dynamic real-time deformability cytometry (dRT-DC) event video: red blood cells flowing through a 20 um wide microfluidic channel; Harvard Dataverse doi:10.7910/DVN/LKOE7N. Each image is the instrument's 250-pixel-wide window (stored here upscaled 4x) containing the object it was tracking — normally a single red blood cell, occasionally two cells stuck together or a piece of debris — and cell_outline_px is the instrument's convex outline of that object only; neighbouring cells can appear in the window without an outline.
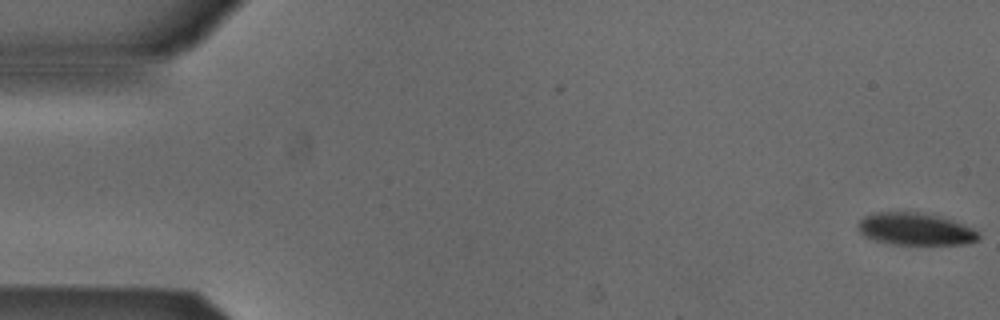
{"species": "Egyptian fruit bat (a non-hibernating species)", "species_latin": "Rousettus aegyptiacus", "temperature_condition": "cold", "stored_images_in_passage": 2, "camera_frame_rate_fps": 3000, "um_per_image_px": 0.085, "animal": {"sex": "male"}, "frame": {"image": 1, "passage_image": 2, "time_ms": 0.333, "image_size_px": [1000, 320], "cell_outline_px": [[980, 236], [976, 240], [964, 244], [892, 244], [876, 240], [864, 236], [860, 232], [856, 224], [864, 216], [872, 212], [916, 212], [940, 216], [952, 220], [972, 228]], "centroid_in_image_um": [77.75, 19.46], "position_along_channel_um": 7.3, "area_um2": 22.48}}